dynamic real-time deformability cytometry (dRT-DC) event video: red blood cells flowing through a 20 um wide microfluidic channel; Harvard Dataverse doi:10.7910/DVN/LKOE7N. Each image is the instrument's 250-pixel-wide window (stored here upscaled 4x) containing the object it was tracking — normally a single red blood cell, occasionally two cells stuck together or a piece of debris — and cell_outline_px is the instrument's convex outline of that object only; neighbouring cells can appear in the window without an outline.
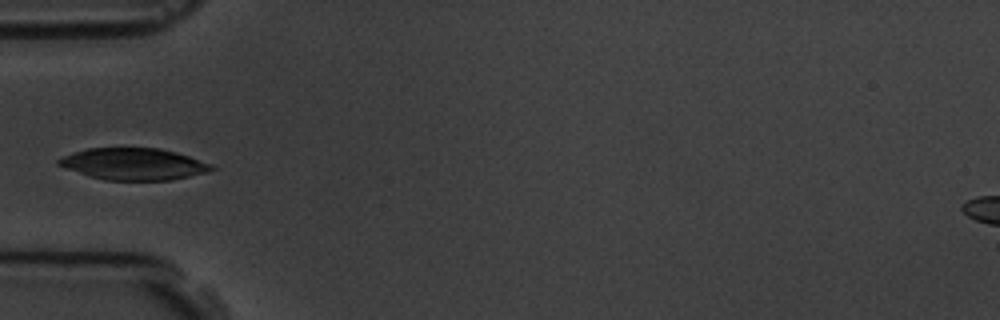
{"species": "common noctule bat (a hibernating species)", "species_latin": "Nyctalus noctula", "temperature_condition": "room temperature", "stored_images_in_passage": 6, "camera_frame_rate_fps": 3000, "um_per_image_px": 0.085, "animal": {"sex": "male", "body_mass_g": 19.5, "forearm_length_mm": 54.6}, "frame": {"image": 1, "passage_image": 6, "time_ms": 5.667, "image_size_px": [1000, 320], "cell_outline_px": [[216, 168], [208, 172], [172, 180], [104, 180], [56, 164], [56, 160], [72, 152], [88, 148], [160, 148], [176, 152], [212, 164]], "centroid_in_image_um": [11.39, 13.94], "position_along_channel_um": 73.6, "area_um2": 28.09}}